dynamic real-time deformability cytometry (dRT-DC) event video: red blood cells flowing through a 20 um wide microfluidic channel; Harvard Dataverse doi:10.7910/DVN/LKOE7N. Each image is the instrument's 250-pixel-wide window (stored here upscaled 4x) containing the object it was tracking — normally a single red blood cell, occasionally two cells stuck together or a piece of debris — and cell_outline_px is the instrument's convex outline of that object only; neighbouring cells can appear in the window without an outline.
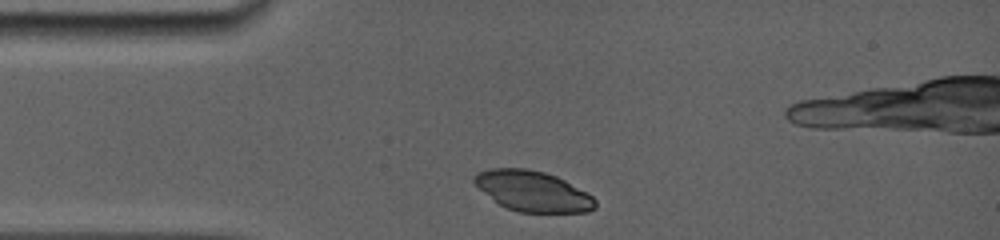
{"species": "common noctule bat (a hibernating species)", "species_latin": "Nyctalus noctula", "temperature_condition": "room temperature", "stored_images_in_passage": 11, "camera_frame_rate_fps": 5000, "um_per_image_px": 0.085, "animal": {"sex": "female", "body_mass_g": 19.0, "forearm_length_mm": 56.7}, "frame": {"image": 1, "passage_image": 1, "time_ms": 0.0, "image_size_px": [1000, 240], "cell_outline_px": [[596, 208], [588, 212], [520, 212], [504, 208], [480, 188], [472, 180], [472, 176], [476, 172], [492, 168], [528, 168], [544, 172], [556, 176], [588, 192], [596, 200]], "centroid_in_image_um": [45.3, 16.24], "position_along_channel_um": 39.7, "area_um2": 28.55}}
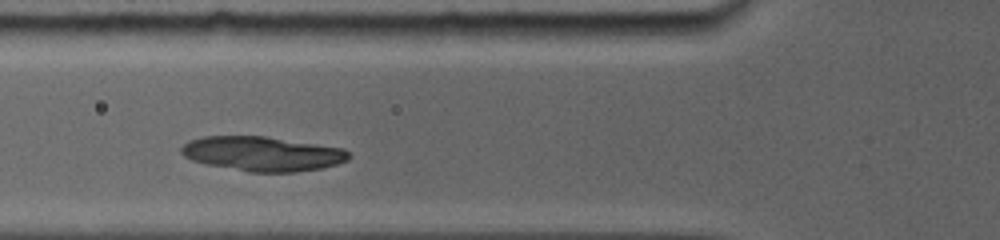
{"frame": {"image": 2, "passage_image": 5, "time_ms": 2.2, "image_size_px": [1000, 240], "cell_outline_px": [[352, 156], [348, 160], [336, 164], [320, 168], [296, 172], [248, 172], [208, 164], [192, 160], [184, 156], [180, 152], [180, 148], [184, 144], [192, 140], [204, 136], [264, 136], [344, 148]], "centroid_in_image_um": [22.32, 13.07], "position_along_channel_um": 103.5, "area_um2": 33.58}}
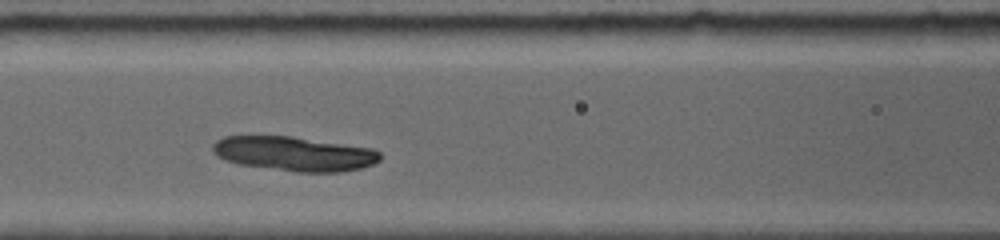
{"frame": {"image": 3, "passage_image": 7, "time_ms": 3.2, "image_size_px": [1000, 240], "cell_outline_px": [[380, 160], [372, 164], [360, 168], [340, 172], [296, 172], [240, 164], [224, 160], [216, 156], [212, 152], [212, 144], [216, 140], [224, 136], [292, 136], [372, 148], [380, 152]], "centroid_in_image_um": [24.98, 13.06], "position_along_channel_um": 141.6, "area_um2": 33.64}}